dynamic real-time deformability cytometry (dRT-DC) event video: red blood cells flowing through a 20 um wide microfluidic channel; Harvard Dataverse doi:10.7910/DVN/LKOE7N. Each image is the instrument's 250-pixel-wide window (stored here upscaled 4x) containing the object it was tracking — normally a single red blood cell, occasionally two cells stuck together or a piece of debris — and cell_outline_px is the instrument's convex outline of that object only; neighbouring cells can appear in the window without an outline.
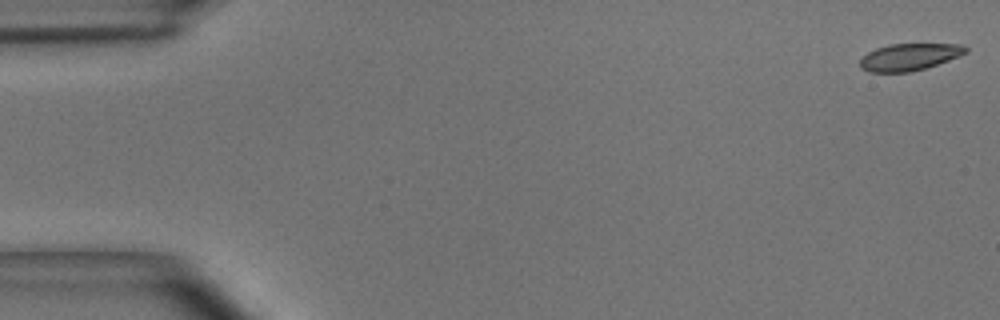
{"species": "common noctule bat (a hibernating species)", "species_latin": "Nyctalus noctula", "temperature_condition": "room temperature", "stored_images_in_passage": 45, "camera_frame_rate_fps": 3000, "um_per_image_px": 0.085, "animal": {"sex": "male", "body_mass_g": 15.6}, "frame": {"image": 1, "passage_image": 1, "time_ms": 0.0, "image_size_px": [1000, 320], "cell_outline_px": [[968, 52], [960, 56], [924, 68], [908, 72], [868, 72], [860, 68], [860, 60], [868, 52], [876, 48], [888, 44], [960, 44], [968, 48]], "centroid_in_image_um": [77.28, 4.83], "position_along_channel_um": 7.7, "area_um2": 16.53}}
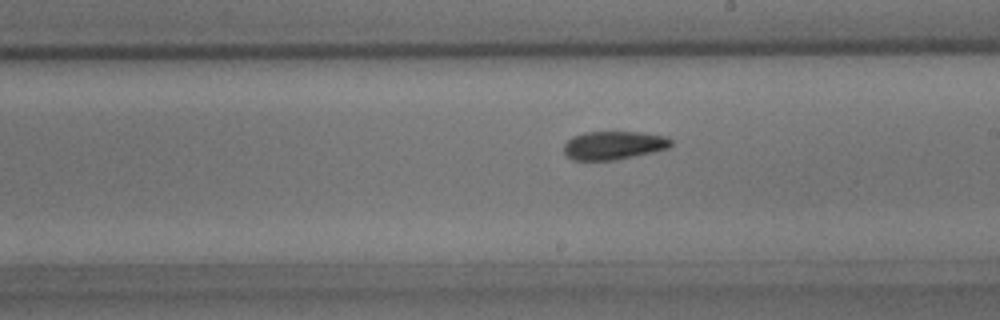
{"frame": {"image": 2, "passage_image": 28, "time_ms": 9.0, "image_size_px": [1000, 320], "cell_outline_px": [[672, 144], [668, 148], [652, 152], [616, 160], [572, 160], [564, 152], [564, 144], [572, 136], [584, 132], [640, 132], [664, 136], [672, 140]], "centroid_in_image_um": [52.14, 12.35], "position_along_channel_um": 236.9, "area_um2": 17.69}}
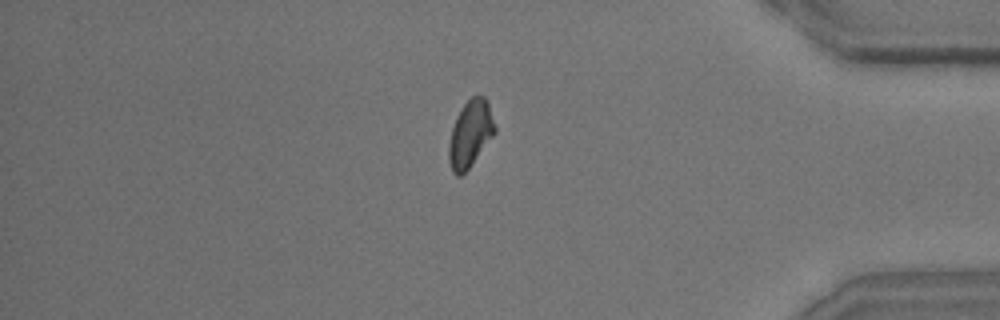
{"frame": {"image": 3, "passage_image": 42, "time_ms": 13.667, "image_size_px": [1000, 320], "cell_outline_px": [[496, 132], [468, 168], [460, 176], [456, 176], [452, 172], [448, 160], [448, 144], [452, 128], [456, 116], [464, 104], [472, 96], [484, 96], [488, 100], [496, 128]], "centroid_in_image_um": [39.96, 11.36], "position_along_channel_um": 395.2, "area_um2": 17.86}, "authors_computed_cell_mechanics": {"area_um2": 18.0336, "velocity_mm_per_s": 4.0382, "shape_relaxation_time_tau1_ms": 3.2757, "shape_relaxation_time_tau2_ms": null, "deformation_change_tau1": 0.1149, "deformation_change_tau2": null}}